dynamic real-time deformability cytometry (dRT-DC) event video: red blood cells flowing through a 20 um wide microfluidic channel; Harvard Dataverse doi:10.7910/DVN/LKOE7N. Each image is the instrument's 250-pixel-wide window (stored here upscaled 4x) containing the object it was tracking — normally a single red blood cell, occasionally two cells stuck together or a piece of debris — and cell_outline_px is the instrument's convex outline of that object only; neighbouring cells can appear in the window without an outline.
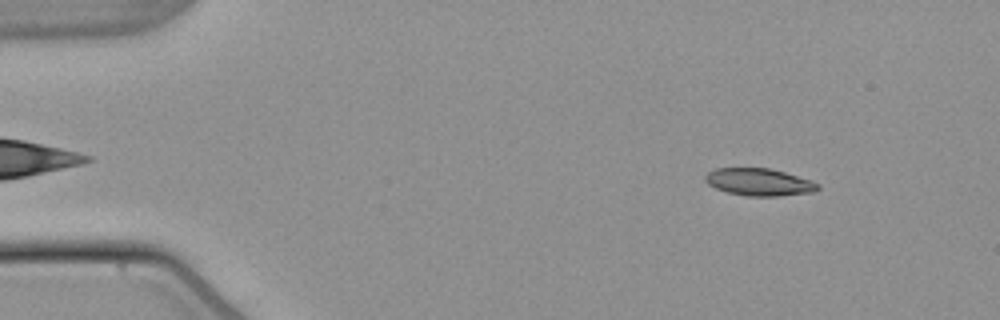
{"species": "common noctule bat (a hibernating species)", "species_latin": "Nyctalus noctula", "temperature_condition": "warm", "stored_images_in_passage": 53, "camera_frame_rate_fps": 3000, "um_per_image_px": 0.085, "animal": {"sex": "male", "body_mass_g": 21.5, "forearm_length_mm": 52.0}, "frame": {"image": 1, "passage_image": 6, "time_ms": 1.667, "image_size_px": [1000, 320], "cell_outline_px": [[820, 188], [816, 192], [780, 196], [748, 196], [728, 192], [716, 188], [708, 184], [704, 180], [704, 176], [708, 172], [716, 168], [768, 168], [784, 172], [812, 180], [820, 184]], "centroid_in_image_um": [64.56, 15.48], "position_along_channel_um": 20.4, "area_um2": 18.03}}
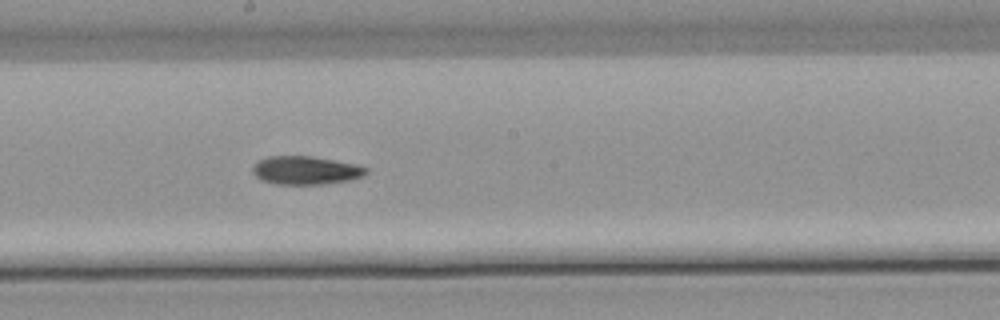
{"frame": {"image": 2, "passage_image": 29, "time_ms": 9.333, "image_size_px": [1000, 320], "cell_outline_px": [[368, 172], [364, 176], [352, 180], [324, 184], [276, 184], [260, 180], [252, 172], [252, 168], [256, 160], [268, 156], [312, 156], [356, 164], [368, 168]], "centroid_in_image_um": [25.98, 14.48], "position_along_channel_um": 222.2, "area_um2": 19.02}}
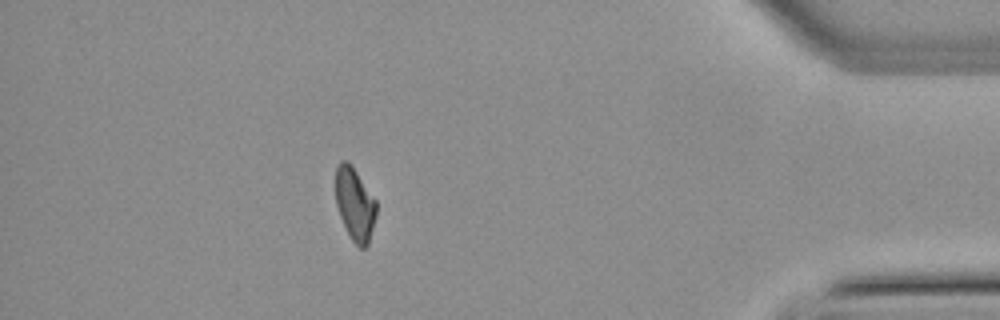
{"frame": {"image": 3, "passage_image": 47, "time_ms": 15.333, "image_size_px": [1000, 320], "cell_outline_px": [[376, 216], [368, 244], [364, 248], [360, 248], [352, 240], [340, 216], [336, 204], [336, 164], [340, 160], [348, 160], [352, 164], [376, 200]], "centroid_in_image_um": [30.16, 17.29], "position_along_channel_um": 405.0, "area_um2": 17.34}, "authors_computed_cell_mechanics": {"area_um2": 18.4382, "velocity_mm_per_s": 3.8309, "shape_relaxation_time_tau1_ms": 9.3033, "shape_relaxation_time_tau2_ms": 6.7761, "deformation_change_tau1": 0.2164, "deformation_change_tau2": 0.1351}}